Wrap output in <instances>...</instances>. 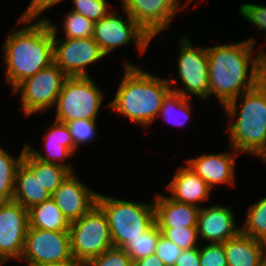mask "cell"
<instances>
[{"label":"cell","instance_id":"9","mask_svg":"<svg viewBox=\"0 0 266 266\" xmlns=\"http://www.w3.org/2000/svg\"><path fill=\"white\" fill-rule=\"evenodd\" d=\"M68 76L53 62L25 79L12 94L20 96L21 111L25 117L45 113L54 108L64 81Z\"/></svg>","mask_w":266,"mask_h":266},{"label":"cell","instance_id":"30","mask_svg":"<svg viewBox=\"0 0 266 266\" xmlns=\"http://www.w3.org/2000/svg\"><path fill=\"white\" fill-rule=\"evenodd\" d=\"M96 123V120L86 119H78L66 123L76 147V154L82 145L90 144L97 139V134L99 133Z\"/></svg>","mask_w":266,"mask_h":266},{"label":"cell","instance_id":"21","mask_svg":"<svg viewBox=\"0 0 266 266\" xmlns=\"http://www.w3.org/2000/svg\"><path fill=\"white\" fill-rule=\"evenodd\" d=\"M228 266H266L263 241L240 232L223 243Z\"/></svg>","mask_w":266,"mask_h":266},{"label":"cell","instance_id":"23","mask_svg":"<svg viewBox=\"0 0 266 266\" xmlns=\"http://www.w3.org/2000/svg\"><path fill=\"white\" fill-rule=\"evenodd\" d=\"M28 219L29 227L48 231H69L72 224L52 198L28 209Z\"/></svg>","mask_w":266,"mask_h":266},{"label":"cell","instance_id":"41","mask_svg":"<svg viewBox=\"0 0 266 266\" xmlns=\"http://www.w3.org/2000/svg\"><path fill=\"white\" fill-rule=\"evenodd\" d=\"M2 265L4 266L3 262L0 260V266H2Z\"/></svg>","mask_w":266,"mask_h":266},{"label":"cell","instance_id":"4","mask_svg":"<svg viewBox=\"0 0 266 266\" xmlns=\"http://www.w3.org/2000/svg\"><path fill=\"white\" fill-rule=\"evenodd\" d=\"M223 109L231 121L226 127L229 146L266 164V83L261 80Z\"/></svg>","mask_w":266,"mask_h":266},{"label":"cell","instance_id":"13","mask_svg":"<svg viewBox=\"0 0 266 266\" xmlns=\"http://www.w3.org/2000/svg\"><path fill=\"white\" fill-rule=\"evenodd\" d=\"M122 8L137 22V24L150 36L159 35L170 26L171 21L182 9L190 6L192 0L180 6V0H118ZM186 6V7H185Z\"/></svg>","mask_w":266,"mask_h":266},{"label":"cell","instance_id":"2","mask_svg":"<svg viewBox=\"0 0 266 266\" xmlns=\"http://www.w3.org/2000/svg\"><path fill=\"white\" fill-rule=\"evenodd\" d=\"M17 26L20 29L16 28L6 36L1 55L6 65L4 80L11 92L25 79L54 62L53 32L47 20L19 17Z\"/></svg>","mask_w":266,"mask_h":266},{"label":"cell","instance_id":"38","mask_svg":"<svg viewBox=\"0 0 266 266\" xmlns=\"http://www.w3.org/2000/svg\"><path fill=\"white\" fill-rule=\"evenodd\" d=\"M133 266H165L163 261L160 260L155 254L141 258L133 262Z\"/></svg>","mask_w":266,"mask_h":266},{"label":"cell","instance_id":"22","mask_svg":"<svg viewBox=\"0 0 266 266\" xmlns=\"http://www.w3.org/2000/svg\"><path fill=\"white\" fill-rule=\"evenodd\" d=\"M51 198V194L43 188L38 177L22 161L16 172L13 201L20 203L27 210Z\"/></svg>","mask_w":266,"mask_h":266},{"label":"cell","instance_id":"28","mask_svg":"<svg viewBox=\"0 0 266 266\" xmlns=\"http://www.w3.org/2000/svg\"><path fill=\"white\" fill-rule=\"evenodd\" d=\"M160 234L161 231L157 224L154 223L148 230L142 233V235L131 239V241L125 243L121 248L134 262L155 253Z\"/></svg>","mask_w":266,"mask_h":266},{"label":"cell","instance_id":"12","mask_svg":"<svg viewBox=\"0 0 266 266\" xmlns=\"http://www.w3.org/2000/svg\"><path fill=\"white\" fill-rule=\"evenodd\" d=\"M21 263L76 262L71 253L69 231H48L28 227Z\"/></svg>","mask_w":266,"mask_h":266},{"label":"cell","instance_id":"37","mask_svg":"<svg viewBox=\"0 0 266 266\" xmlns=\"http://www.w3.org/2000/svg\"><path fill=\"white\" fill-rule=\"evenodd\" d=\"M174 266H200L199 247L183 250Z\"/></svg>","mask_w":266,"mask_h":266},{"label":"cell","instance_id":"1","mask_svg":"<svg viewBox=\"0 0 266 266\" xmlns=\"http://www.w3.org/2000/svg\"><path fill=\"white\" fill-rule=\"evenodd\" d=\"M256 39L206 47L209 66V98L214 95L221 109L254 88L262 80L261 48L253 53ZM254 56V57H253Z\"/></svg>","mask_w":266,"mask_h":266},{"label":"cell","instance_id":"31","mask_svg":"<svg viewBox=\"0 0 266 266\" xmlns=\"http://www.w3.org/2000/svg\"><path fill=\"white\" fill-rule=\"evenodd\" d=\"M161 234L182 250L199 247L197 227L159 228Z\"/></svg>","mask_w":266,"mask_h":266},{"label":"cell","instance_id":"39","mask_svg":"<svg viewBox=\"0 0 266 266\" xmlns=\"http://www.w3.org/2000/svg\"><path fill=\"white\" fill-rule=\"evenodd\" d=\"M27 266H81L78 262L64 263H25Z\"/></svg>","mask_w":266,"mask_h":266},{"label":"cell","instance_id":"10","mask_svg":"<svg viewBox=\"0 0 266 266\" xmlns=\"http://www.w3.org/2000/svg\"><path fill=\"white\" fill-rule=\"evenodd\" d=\"M123 15L111 11L98 22L94 23L93 39L107 56L118 47L135 44L139 55L144 54L152 39L123 9Z\"/></svg>","mask_w":266,"mask_h":266},{"label":"cell","instance_id":"19","mask_svg":"<svg viewBox=\"0 0 266 266\" xmlns=\"http://www.w3.org/2000/svg\"><path fill=\"white\" fill-rule=\"evenodd\" d=\"M166 190L174 201L192 204L199 208L202 207L201 203L210 199L212 192L208 184L187 164L178 167Z\"/></svg>","mask_w":266,"mask_h":266},{"label":"cell","instance_id":"34","mask_svg":"<svg viewBox=\"0 0 266 266\" xmlns=\"http://www.w3.org/2000/svg\"><path fill=\"white\" fill-rule=\"evenodd\" d=\"M240 16L245 21L247 20L251 25L256 28L260 29L261 32L266 33V6L261 4H252V3H243L240 4L239 10H238ZM266 35V34H265ZM265 40L266 44V38ZM266 46V45H265Z\"/></svg>","mask_w":266,"mask_h":266},{"label":"cell","instance_id":"35","mask_svg":"<svg viewBox=\"0 0 266 266\" xmlns=\"http://www.w3.org/2000/svg\"><path fill=\"white\" fill-rule=\"evenodd\" d=\"M200 266H228L223 244L207 243L199 246Z\"/></svg>","mask_w":266,"mask_h":266},{"label":"cell","instance_id":"3","mask_svg":"<svg viewBox=\"0 0 266 266\" xmlns=\"http://www.w3.org/2000/svg\"><path fill=\"white\" fill-rule=\"evenodd\" d=\"M123 65V78L107 108L146 129L157 119L171 86L167 78L153 75L126 59Z\"/></svg>","mask_w":266,"mask_h":266},{"label":"cell","instance_id":"32","mask_svg":"<svg viewBox=\"0 0 266 266\" xmlns=\"http://www.w3.org/2000/svg\"><path fill=\"white\" fill-rule=\"evenodd\" d=\"M73 8L71 11L77 12L89 20L98 22L109 12V3L106 0H72Z\"/></svg>","mask_w":266,"mask_h":266},{"label":"cell","instance_id":"20","mask_svg":"<svg viewBox=\"0 0 266 266\" xmlns=\"http://www.w3.org/2000/svg\"><path fill=\"white\" fill-rule=\"evenodd\" d=\"M153 204L158 228L197 227L198 206L174 201L161 193L154 195Z\"/></svg>","mask_w":266,"mask_h":266},{"label":"cell","instance_id":"17","mask_svg":"<svg viewBox=\"0 0 266 266\" xmlns=\"http://www.w3.org/2000/svg\"><path fill=\"white\" fill-rule=\"evenodd\" d=\"M232 205L221 204L201 207L197 221V231L200 242L223 244L241 232V226L235 222L236 215L231 210Z\"/></svg>","mask_w":266,"mask_h":266},{"label":"cell","instance_id":"11","mask_svg":"<svg viewBox=\"0 0 266 266\" xmlns=\"http://www.w3.org/2000/svg\"><path fill=\"white\" fill-rule=\"evenodd\" d=\"M46 20L53 32L54 63L68 77L90 76L87 67L106 57L97 42L93 37L57 39L59 26L48 18Z\"/></svg>","mask_w":266,"mask_h":266},{"label":"cell","instance_id":"8","mask_svg":"<svg viewBox=\"0 0 266 266\" xmlns=\"http://www.w3.org/2000/svg\"><path fill=\"white\" fill-rule=\"evenodd\" d=\"M69 234L73 259L81 266L113 247L106 215L97 204L72 222Z\"/></svg>","mask_w":266,"mask_h":266},{"label":"cell","instance_id":"15","mask_svg":"<svg viewBox=\"0 0 266 266\" xmlns=\"http://www.w3.org/2000/svg\"><path fill=\"white\" fill-rule=\"evenodd\" d=\"M231 152L202 153L194 158L185 160L188 166L197 173L213 190L217 185L235 186L236 157L240 155L229 145Z\"/></svg>","mask_w":266,"mask_h":266},{"label":"cell","instance_id":"24","mask_svg":"<svg viewBox=\"0 0 266 266\" xmlns=\"http://www.w3.org/2000/svg\"><path fill=\"white\" fill-rule=\"evenodd\" d=\"M23 162L33 171L35 177H38L43 188H45V190L51 195L70 174L65 167L43 162L33 157L27 150L24 152Z\"/></svg>","mask_w":266,"mask_h":266},{"label":"cell","instance_id":"18","mask_svg":"<svg viewBox=\"0 0 266 266\" xmlns=\"http://www.w3.org/2000/svg\"><path fill=\"white\" fill-rule=\"evenodd\" d=\"M47 131L43 135V151H46V154L38 151V149L35 150L32 145L27 143H25L26 150L43 162L65 167L70 173L74 172L71 163L64 162L67 158L72 159L71 157L76 155V147L68 126L66 123L54 119V123Z\"/></svg>","mask_w":266,"mask_h":266},{"label":"cell","instance_id":"16","mask_svg":"<svg viewBox=\"0 0 266 266\" xmlns=\"http://www.w3.org/2000/svg\"><path fill=\"white\" fill-rule=\"evenodd\" d=\"M82 182L71 172L51 195L61 212L71 222L81 218L96 205L99 191Z\"/></svg>","mask_w":266,"mask_h":266},{"label":"cell","instance_id":"27","mask_svg":"<svg viewBox=\"0 0 266 266\" xmlns=\"http://www.w3.org/2000/svg\"><path fill=\"white\" fill-rule=\"evenodd\" d=\"M246 216L241 224V232L254 239H266V197L248 205Z\"/></svg>","mask_w":266,"mask_h":266},{"label":"cell","instance_id":"29","mask_svg":"<svg viewBox=\"0 0 266 266\" xmlns=\"http://www.w3.org/2000/svg\"><path fill=\"white\" fill-rule=\"evenodd\" d=\"M62 21V30L65 34L62 38L81 39L93 37L94 22L83 15L69 10L63 17Z\"/></svg>","mask_w":266,"mask_h":266},{"label":"cell","instance_id":"33","mask_svg":"<svg viewBox=\"0 0 266 266\" xmlns=\"http://www.w3.org/2000/svg\"><path fill=\"white\" fill-rule=\"evenodd\" d=\"M83 266H133V261L122 248L112 247Z\"/></svg>","mask_w":266,"mask_h":266},{"label":"cell","instance_id":"25","mask_svg":"<svg viewBox=\"0 0 266 266\" xmlns=\"http://www.w3.org/2000/svg\"><path fill=\"white\" fill-rule=\"evenodd\" d=\"M25 150L23 144L19 155L15 156L0 144V202L13 200L16 172L23 161Z\"/></svg>","mask_w":266,"mask_h":266},{"label":"cell","instance_id":"6","mask_svg":"<svg viewBox=\"0 0 266 266\" xmlns=\"http://www.w3.org/2000/svg\"><path fill=\"white\" fill-rule=\"evenodd\" d=\"M177 41H179V54L176 61L178 78L173 76L167 78L171 90L185 98L195 96L204 101L209 97V66L206 47L203 45L194 47L189 35H183ZM177 84L180 86L182 84L181 88Z\"/></svg>","mask_w":266,"mask_h":266},{"label":"cell","instance_id":"36","mask_svg":"<svg viewBox=\"0 0 266 266\" xmlns=\"http://www.w3.org/2000/svg\"><path fill=\"white\" fill-rule=\"evenodd\" d=\"M182 251L172 241L160 234L154 254L163 261L165 266H174Z\"/></svg>","mask_w":266,"mask_h":266},{"label":"cell","instance_id":"14","mask_svg":"<svg viewBox=\"0 0 266 266\" xmlns=\"http://www.w3.org/2000/svg\"><path fill=\"white\" fill-rule=\"evenodd\" d=\"M28 210L15 201L0 202V260L20 262L26 231Z\"/></svg>","mask_w":266,"mask_h":266},{"label":"cell","instance_id":"7","mask_svg":"<svg viewBox=\"0 0 266 266\" xmlns=\"http://www.w3.org/2000/svg\"><path fill=\"white\" fill-rule=\"evenodd\" d=\"M104 94L91 76L67 77L54 106V119L63 123L78 119L97 120Z\"/></svg>","mask_w":266,"mask_h":266},{"label":"cell","instance_id":"40","mask_svg":"<svg viewBox=\"0 0 266 266\" xmlns=\"http://www.w3.org/2000/svg\"><path fill=\"white\" fill-rule=\"evenodd\" d=\"M263 245H264V257L266 261V239L263 241Z\"/></svg>","mask_w":266,"mask_h":266},{"label":"cell","instance_id":"5","mask_svg":"<svg viewBox=\"0 0 266 266\" xmlns=\"http://www.w3.org/2000/svg\"><path fill=\"white\" fill-rule=\"evenodd\" d=\"M96 204L106 215L113 247L121 248L155 223L153 202H135L98 193Z\"/></svg>","mask_w":266,"mask_h":266},{"label":"cell","instance_id":"26","mask_svg":"<svg viewBox=\"0 0 266 266\" xmlns=\"http://www.w3.org/2000/svg\"><path fill=\"white\" fill-rule=\"evenodd\" d=\"M190 100V98H185L171 90L163 99V104L157 118L162 117L166 123L176 127L184 126L192 116V100Z\"/></svg>","mask_w":266,"mask_h":266}]
</instances>
